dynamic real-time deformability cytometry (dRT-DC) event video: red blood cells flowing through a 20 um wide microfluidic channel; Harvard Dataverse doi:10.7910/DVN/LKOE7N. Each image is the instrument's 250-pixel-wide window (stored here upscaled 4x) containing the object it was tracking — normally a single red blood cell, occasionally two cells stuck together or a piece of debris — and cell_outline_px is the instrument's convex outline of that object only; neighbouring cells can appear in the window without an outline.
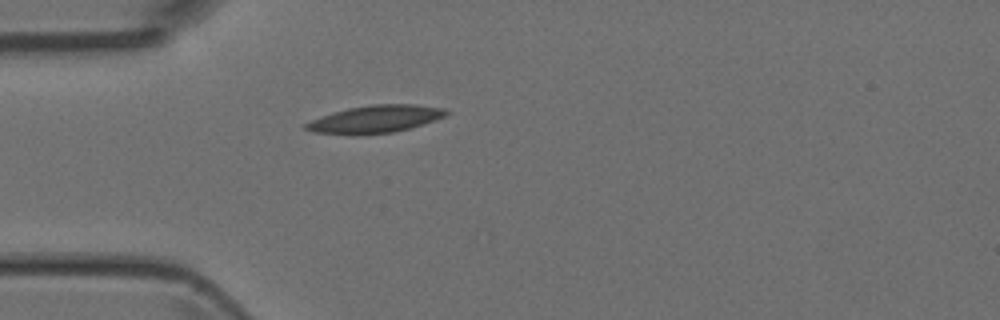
{"species": "Egyptian fruit bat (a non-hibernating species)", "species_latin": "Rousettus aegyptiacus", "temperature_condition": "room temperature", "stored_images_in_passage": 1, "camera_frame_rate_fps": 3000, "um_per_image_px": 0.085, "animal": {"sex": "female"}, "frame": {"image": 1, "passage_image": 1, "time_ms": 0.0, "image_size_px": [1000, 320], "cell_outline_px": [[448, 112], [444, 116], [408, 128], [392, 132], [352, 136], [312, 132], [304, 128], [304, 124], [312, 120], [332, 112], [348, 108], [372, 104], [416, 104], [444, 108]], "centroid_in_image_um": [31.81, 10.13], "position_along_channel_um": 53.2, "area_um2": 22.43}}